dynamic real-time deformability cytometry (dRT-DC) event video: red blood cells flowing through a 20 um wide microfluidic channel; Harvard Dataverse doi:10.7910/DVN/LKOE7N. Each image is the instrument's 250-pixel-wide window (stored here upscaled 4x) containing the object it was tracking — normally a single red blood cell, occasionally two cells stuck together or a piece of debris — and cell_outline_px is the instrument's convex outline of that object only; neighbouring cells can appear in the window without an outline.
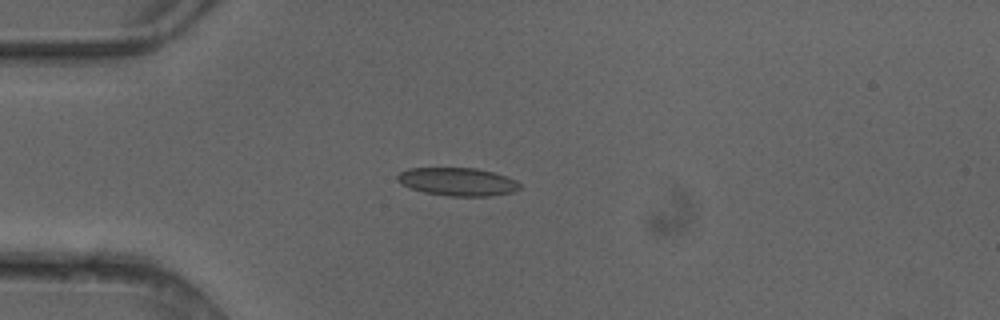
{"species": "common noctule bat (a hibernating species)", "species_latin": "Nyctalus noctula", "temperature_condition": "cold", "stored_images_in_passage": 1, "camera_frame_rate_fps": 3000, "um_per_image_px": 0.085, "animal": {"sex": "female"}, "frame": {"image": 1, "passage_image": 1, "time_ms": 0.0, "image_size_px": [1000, 320], "cell_outline_px": [[520, 188], [512, 192], [488, 196], [448, 196], [424, 192], [400, 184], [396, 180], [396, 176], [400, 172], [408, 168], [476, 168], [492, 172], [516, 180], [520, 184]], "centroid_in_image_um": [38.86, 15.44], "position_along_channel_um": 46.1, "area_um2": 19.94}}